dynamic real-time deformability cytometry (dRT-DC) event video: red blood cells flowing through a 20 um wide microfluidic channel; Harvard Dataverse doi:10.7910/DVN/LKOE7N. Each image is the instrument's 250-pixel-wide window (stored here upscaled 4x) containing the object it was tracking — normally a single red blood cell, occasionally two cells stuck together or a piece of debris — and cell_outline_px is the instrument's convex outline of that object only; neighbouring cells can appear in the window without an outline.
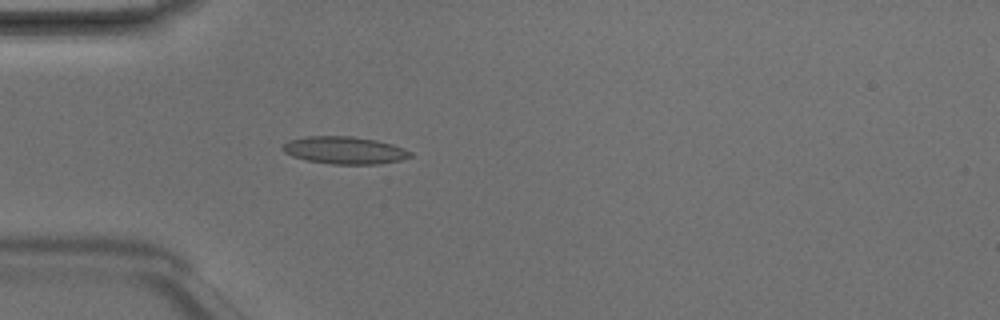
{"species": "Egyptian fruit bat (a non-hibernating species)", "species_latin": "Rousettus aegyptiacus", "temperature_condition": "room temperature", "stored_images_in_passage": 3, "camera_frame_rate_fps": 3000, "um_per_image_px": 0.085, "animal": {"sex": "male"}, "frame": {"image": 1, "passage_image": 3, "time_ms": 0.667, "image_size_px": [1000, 320], "cell_outline_px": [[412, 156], [400, 160], [380, 164], [332, 164], [308, 160], [292, 156], [284, 152], [280, 148], [288, 140], [308, 136], [352, 136], [376, 140], [392, 144], [404, 148], [412, 152]], "centroid_in_image_um": [29.29, 12.77], "position_along_channel_um": 55.7, "area_um2": 20.4}}